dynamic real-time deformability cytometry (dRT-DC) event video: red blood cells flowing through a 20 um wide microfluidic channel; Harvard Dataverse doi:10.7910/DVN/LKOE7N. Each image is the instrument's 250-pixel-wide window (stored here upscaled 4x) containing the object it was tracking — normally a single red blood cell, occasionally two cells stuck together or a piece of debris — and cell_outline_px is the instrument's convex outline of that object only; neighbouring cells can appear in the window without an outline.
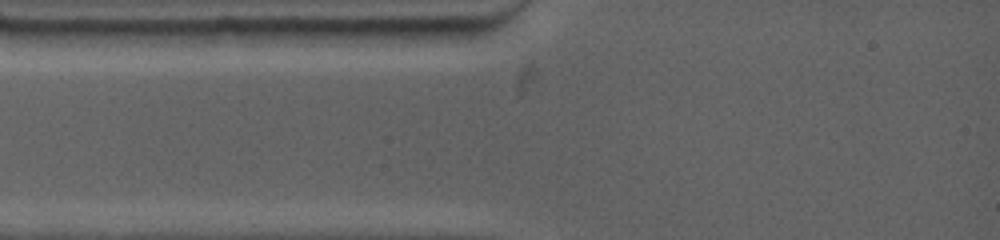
{"species": "common noctule bat (a hibernating species)", "species_latin": "Nyctalus noctula", "temperature_condition": "warm", "stored_images_in_passage": 2, "camera_frame_rate_fps": 4500, "um_per_image_px": 0.085, "animal": {"sex": "female", "body_mass_g": 19.0, "forearm_length_mm": 53.3}, "frame": {"image": 1, "passage_image": 2, "time_ms": 0.222, "image_size_px": [1000, 240], "cell_outline_px": [[504, 20], [488, 32], [464, 44], [400, 44], [376, 28], [500, 20]], "centroid_in_image_um": [37.39, 2.78], "position_along_channel_um": 47.6, "area_um2": 14.1}}